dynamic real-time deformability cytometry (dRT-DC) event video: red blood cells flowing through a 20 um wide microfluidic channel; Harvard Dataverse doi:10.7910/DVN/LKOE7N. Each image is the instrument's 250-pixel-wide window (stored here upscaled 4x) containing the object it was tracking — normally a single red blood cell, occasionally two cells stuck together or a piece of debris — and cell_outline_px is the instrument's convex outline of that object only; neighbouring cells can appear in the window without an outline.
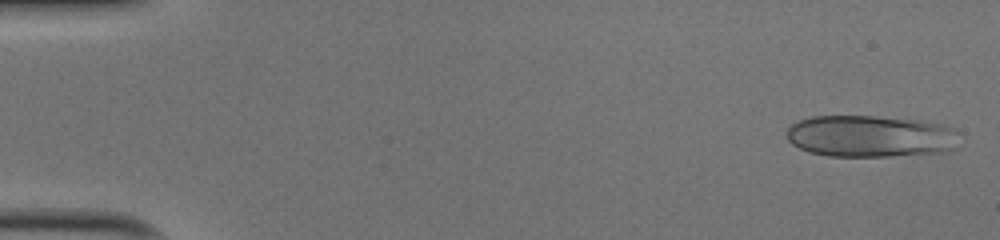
{"species": "human", "species_latin": "Homo sapiens", "temperature_condition": "cold", "stored_images_in_passage": 50, "camera_frame_rate_fps": 3000, "um_per_image_px": 0.085, "donor": {"sex": "male"}, "frame": {"image": 1, "passage_image": 2, "time_ms": 0.333, "image_size_px": [1000, 240], "cell_outline_px": [[960, 148], [948, 152], [888, 156], [828, 156], [808, 152], [792, 144], [788, 140], [788, 128], [792, 124], [800, 120], [812, 116], [876, 116], [920, 120], [944, 124], [952, 128], [956, 132]], "centroid_in_image_um": [74.05, 11.58], "position_along_channel_um": 10.9, "area_um2": 42.54}}
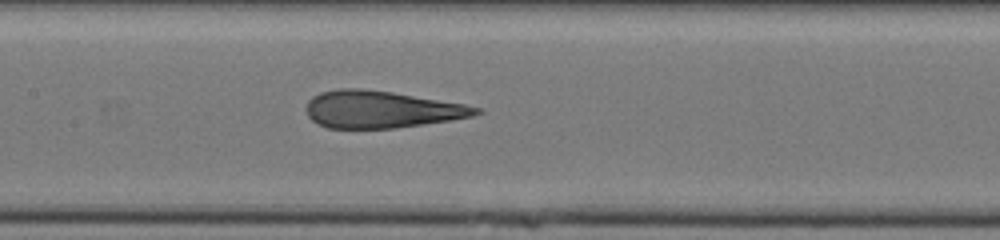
{"frame": {"image": 2, "passage_image": 25, "time_ms": 8.0, "image_size_px": [1000, 240], "cell_outline_px": [[484, 112], [472, 116], [452, 120], [396, 128], [328, 128], [316, 124], [308, 116], [308, 100], [312, 96], [320, 92], [340, 88], [360, 88], [392, 92], [464, 104], [480, 108]], "centroid_in_image_um": [32.4, 9.3], "position_along_channel_um": 175.0, "area_um2": 36.65}}
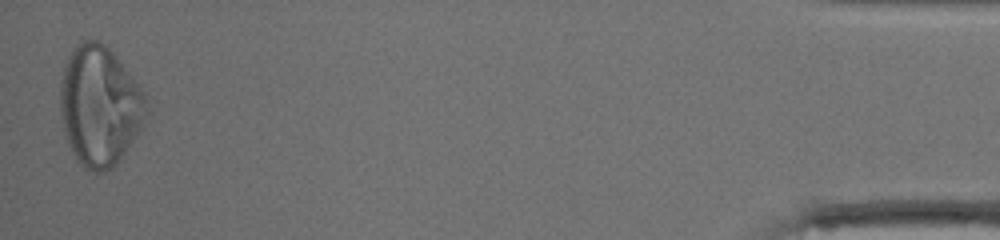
{"frame": {"image": 3, "passage_image": 50, "time_ms": 16.333, "image_size_px": [1000, 240], "cell_outline_px": [[148, 112], [136, 136], [116, 164], [112, 168], [104, 172], [92, 172], [84, 168], [76, 160], [68, 144], [64, 132], [60, 108], [60, 80], [68, 56], [72, 48], [76, 44], [84, 40], [96, 40], [104, 44], [116, 56], [132, 76], [144, 92], [148, 104]], "centroid_in_image_um": [8.46, 9.01], "position_along_channel_um": 426.7, "area_um2": 60.34}, "authors_computed_cell_mechanics": {"area_um2": 39.6508, "velocity_mm_per_s": 4.0399, "shape_relaxation_time_tau1_ms": null, "shape_relaxation_time_tau2_ms": 0.9293, "deformation_change_tau1": null, "deformation_change_tau2": 0.1033}}